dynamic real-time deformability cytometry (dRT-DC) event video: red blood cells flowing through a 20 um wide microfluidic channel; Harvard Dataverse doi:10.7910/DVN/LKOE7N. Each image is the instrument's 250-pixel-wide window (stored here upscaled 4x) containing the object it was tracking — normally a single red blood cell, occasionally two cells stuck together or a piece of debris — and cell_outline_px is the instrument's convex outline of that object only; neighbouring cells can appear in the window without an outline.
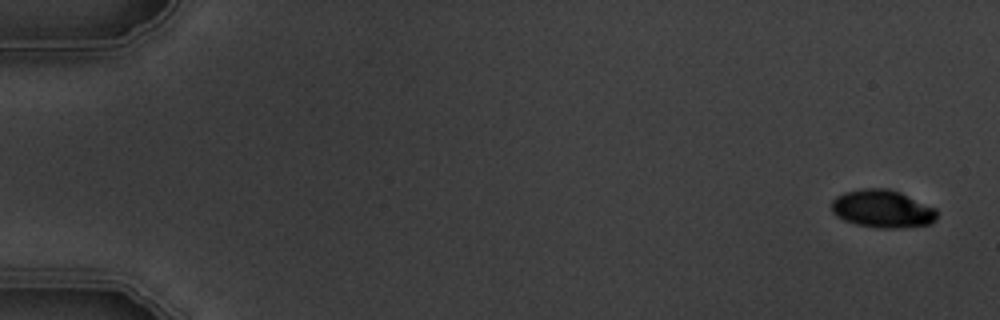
{"species": "common noctule bat (a hibernating species)", "species_latin": "Nyctalus noctula", "temperature_condition": "warm", "stored_images_in_passage": 6, "camera_frame_rate_fps": 3000, "um_per_image_px": 0.085, "animal": {"sex": "male", "body_mass_g": 19.5, "forearm_length_mm": 54.6}, "frame": {"image": 1, "passage_image": 1, "time_ms": 0.0, "image_size_px": [1000, 320], "cell_outline_px": [[936, 220], [932, 224], [900, 228], [880, 228], [856, 224], [844, 220], [836, 216], [832, 212], [832, 200], [836, 196], [844, 192], [860, 188], [888, 188], [900, 192], [936, 208]], "centroid_in_image_um": [75.0, 17.75], "position_along_channel_um": 10.0, "area_um2": 23.41}}
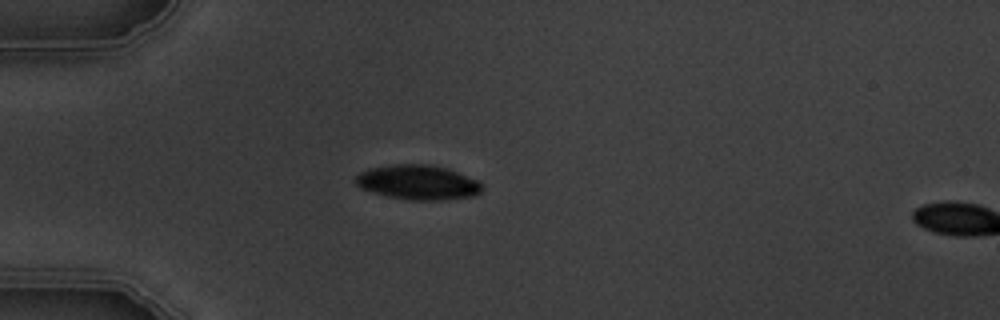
{"frame": {"image": 2, "passage_image": 5, "time_ms": 4.667, "image_size_px": [1000, 320], "cell_outline_px": [[484, 188], [476, 196], [444, 200], [412, 200], [388, 196], [372, 192], [360, 188], [356, 184], [356, 176], [360, 172], [368, 168], [392, 164], [428, 164], [448, 168], [476, 180]], "centroid_in_image_um": [35.52, 15.5], "position_along_channel_um": 49.5, "area_um2": 25.61}}